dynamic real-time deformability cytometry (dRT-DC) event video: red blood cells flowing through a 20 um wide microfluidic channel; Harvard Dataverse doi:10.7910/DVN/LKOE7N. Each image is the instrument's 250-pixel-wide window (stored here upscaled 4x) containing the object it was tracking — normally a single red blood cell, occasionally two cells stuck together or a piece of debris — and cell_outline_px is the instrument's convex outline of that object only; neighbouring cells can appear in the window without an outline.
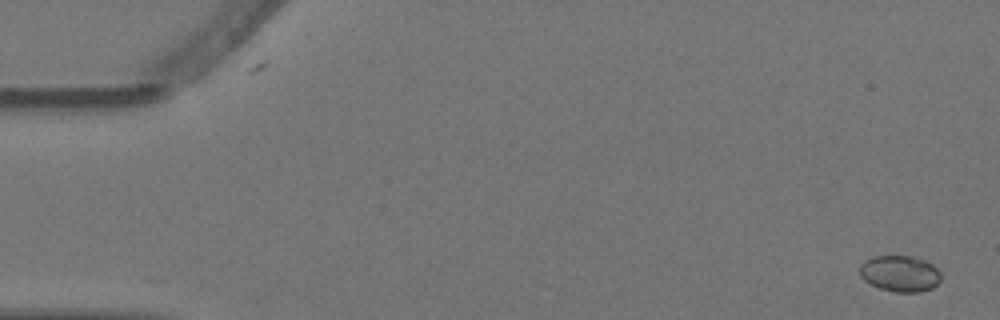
{"species": "Egyptian fruit bat (a non-hibernating species)", "species_latin": "Rousettus aegyptiacus", "temperature_condition": "warm", "stored_images_in_passage": 6, "camera_frame_rate_fps": 3000, "um_per_image_px": 0.085, "animal": {"sex": "female"}, "frame": {"image": 1, "passage_image": 1, "time_ms": 0.0, "image_size_px": [1000, 320], "cell_outline_px": [[940, 280], [932, 288], [920, 292], [896, 292], [880, 288], [864, 280], [860, 276], [860, 264], [864, 260], [872, 256], [912, 256], [924, 260], [932, 264], [940, 272]], "centroid_in_image_um": [76.48, 23.24], "position_along_channel_um": 8.5, "area_um2": 17.11}}
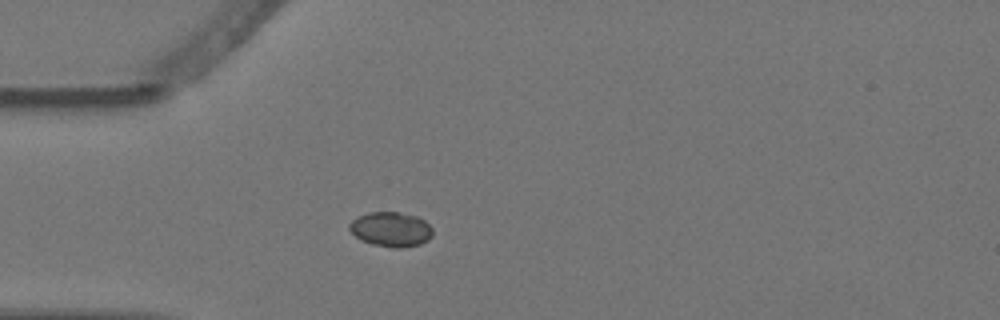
{"frame": {"image": 2, "passage_image": 5, "time_ms": 1.333, "image_size_px": [1000, 320], "cell_outline_px": [[432, 236], [428, 240], [420, 244], [400, 248], [396, 248], [372, 244], [360, 240], [348, 228], [348, 224], [352, 220], [368, 212], [400, 212], [416, 216], [424, 220], [432, 228]], "centroid_in_image_um": [33.23, 19.49], "position_along_channel_um": 51.8, "area_um2": 16.82}}